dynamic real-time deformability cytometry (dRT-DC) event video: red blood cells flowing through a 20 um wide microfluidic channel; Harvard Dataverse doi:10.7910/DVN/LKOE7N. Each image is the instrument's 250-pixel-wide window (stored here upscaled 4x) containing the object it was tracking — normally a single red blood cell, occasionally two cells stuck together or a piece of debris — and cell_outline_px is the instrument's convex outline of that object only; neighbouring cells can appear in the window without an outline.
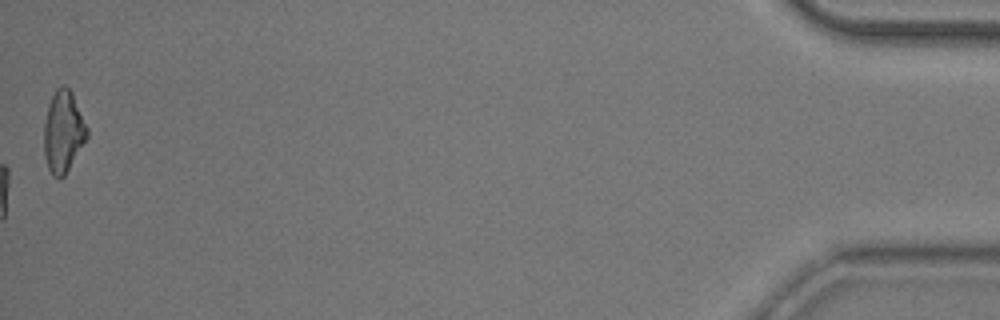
{"species": "common noctule bat (a hibernating species)", "species_latin": "Nyctalus noctula", "temperature_condition": "room temperature", "stored_images_in_passage": 52, "camera_frame_rate_fps": 3000, "um_per_image_px": 0.085, "animal": {"sex": "male", "body_mass_g": 20.5, "forearm_length_mm": 52.5}, "frame": {"image": 1, "passage_image": 52, "time_ms": 17.0, "image_size_px": [1000, 320], "cell_outline_px": [[88, 136], [64, 176], [60, 180], [52, 176], [48, 168], [44, 156], [44, 124], [48, 104], [56, 88], [60, 84], [64, 84], [72, 92], [88, 128]], "centroid_in_image_um": [5.36, 11.19], "position_along_channel_um": 429.8, "area_um2": 20.58}, "authors_computed_cell_mechanics": {"area_um2": 19.652, "velocity_mm_per_s": 3.9232, "shape_relaxation_time_tau1_ms": 5.95, "shape_relaxation_time_tau2_ms": 5.393, "deformation_change_tau1": 0.168, "deformation_change_tau2": 0.1237}}